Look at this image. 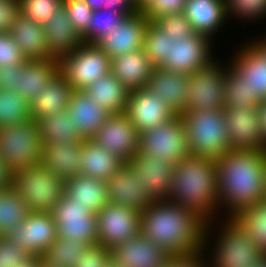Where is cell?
Returning a JSON list of instances; mask_svg holds the SVG:
<instances>
[{
  "instance_id": "obj_38",
  "label": "cell",
  "mask_w": 266,
  "mask_h": 267,
  "mask_svg": "<svg viewBox=\"0 0 266 267\" xmlns=\"http://www.w3.org/2000/svg\"><path fill=\"white\" fill-rule=\"evenodd\" d=\"M261 101L253 95L252 89L243 77L232 67L225 77L224 107H258Z\"/></svg>"
},
{
  "instance_id": "obj_28",
  "label": "cell",
  "mask_w": 266,
  "mask_h": 267,
  "mask_svg": "<svg viewBox=\"0 0 266 267\" xmlns=\"http://www.w3.org/2000/svg\"><path fill=\"white\" fill-rule=\"evenodd\" d=\"M10 35L26 60L54 59L48 51L43 27L32 19L20 14L12 23Z\"/></svg>"
},
{
  "instance_id": "obj_21",
  "label": "cell",
  "mask_w": 266,
  "mask_h": 267,
  "mask_svg": "<svg viewBox=\"0 0 266 267\" xmlns=\"http://www.w3.org/2000/svg\"><path fill=\"white\" fill-rule=\"evenodd\" d=\"M113 258L125 267H164L171 255L141 234L126 239L112 250Z\"/></svg>"
},
{
  "instance_id": "obj_60",
  "label": "cell",
  "mask_w": 266,
  "mask_h": 267,
  "mask_svg": "<svg viewBox=\"0 0 266 267\" xmlns=\"http://www.w3.org/2000/svg\"><path fill=\"white\" fill-rule=\"evenodd\" d=\"M42 267H54L43 260Z\"/></svg>"
},
{
  "instance_id": "obj_50",
  "label": "cell",
  "mask_w": 266,
  "mask_h": 267,
  "mask_svg": "<svg viewBox=\"0 0 266 267\" xmlns=\"http://www.w3.org/2000/svg\"><path fill=\"white\" fill-rule=\"evenodd\" d=\"M19 73H21V64L0 67V89L17 90Z\"/></svg>"
},
{
  "instance_id": "obj_13",
  "label": "cell",
  "mask_w": 266,
  "mask_h": 267,
  "mask_svg": "<svg viewBox=\"0 0 266 267\" xmlns=\"http://www.w3.org/2000/svg\"><path fill=\"white\" fill-rule=\"evenodd\" d=\"M226 224L218 239L213 267H252L264 254L233 218Z\"/></svg>"
},
{
  "instance_id": "obj_30",
  "label": "cell",
  "mask_w": 266,
  "mask_h": 267,
  "mask_svg": "<svg viewBox=\"0 0 266 267\" xmlns=\"http://www.w3.org/2000/svg\"><path fill=\"white\" fill-rule=\"evenodd\" d=\"M232 67L243 77L252 89L253 95L262 102L266 100V54L256 45L238 53Z\"/></svg>"
},
{
  "instance_id": "obj_16",
  "label": "cell",
  "mask_w": 266,
  "mask_h": 267,
  "mask_svg": "<svg viewBox=\"0 0 266 267\" xmlns=\"http://www.w3.org/2000/svg\"><path fill=\"white\" fill-rule=\"evenodd\" d=\"M230 149L266 150V141L257 120V107L224 108Z\"/></svg>"
},
{
  "instance_id": "obj_59",
  "label": "cell",
  "mask_w": 266,
  "mask_h": 267,
  "mask_svg": "<svg viewBox=\"0 0 266 267\" xmlns=\"http://www.w3.org/2000/svg\"><path fill=\"white\" fill-rule=\"evenodd\" d=\"M266 54V38L261 42L255 43Z\"/></svg>"
},
{
  "instance_id": "obj_22",
  "label": "cell",
  "mask_w": 266,
  "mask_h": 267,
  "mask_svg": "<svg viewBox=\"0 0 266 267\" xmlns=\"http://www.w3.org/2000/svg\"><path fill=\"white\" fill-rule=\"evenodd\" d=\"M146 87L162 98L165 104L176 115H181L187 105L189 77L183 73H176L167 69L153 70Z\"/></svg>"
},
{
  "instance_id": "obj_48",
  "label": "cell",
  "mask_w": 266,
  "mask_h": 267,
  "mask_svg": "<svg viewBox=\"0 0 266 267\" xmlns=\"http://www.w3.org/2000/svg\"><path fill=\"white\" fill-rule=\"evenodd\" d=\"M226 15L228 11L248 18L258 17L266 13V0H223Z\"/></svg>"
},
{
  "instance_id": "obj_23",
  "label": "cell",
  "mask_w": 266,
  "mask_h": 267,
  "mask_svg": "<svg viewBox=\"0 0 266 267\" xmlns=\"http://www.w3.org/2000/svg\"><path fill=\"white\" fill-rule=\"evenodd\" d=\"M42 27L47 41L48 51L58 61L64 55L74 52L77 47H80L84 43L82 35L74 30L64 5Z\"/></svg>"
},
{
  "instance_id": "obj_46",
  "label": "cell",
  "mask_w": 266,
  "mask_h": 267,
  "mask_svg": "<svg viewBox=\"0 0 266 267\" xmlns=\"http://www.w3.org/2000/svg\"><path fill=\"white\" fill-rule=\"evenodd\" d=\"M26 61L10 32H0V67L23 64Z\"/></svg>"
},
{
  "instance_id": "obj_18",
  "label": "cell",
  "mask_w": 266,
  "mask_h": 267,
  "mask_svg": "<svg viewBox=\"0 0 266 267\" xmlns=\"http://www.w3.org/2000/svg\"><path fill=\"white\" fill-rule=\"evenodd\" d=\"M108 202L143 212L154 200L144 190L140 177L125 162L107 181Z\"/></svg>"
},
{
  "instance_id": "obj_8",
  "label": "cell",
  "mask_w": 266,
  "mask_h": 267,
  "mask_svg": "<svg viewBox=\"0 0 266 267\" xmlns=\"http://www.w3.org/2000/svg\"><path fill=\"white\" fill-rule=\"evenodd\" d=\"M111 58L96 44L83 43L59 60V72L73 90H84L102 76L109 74Z\"/></svg>"
},
{
  "instance_id": "obj_58",
  "label": "cell",
  "mask_w": 266,
  "mask_h": 267,
  "mask_svg": "<svg viewBox=\"0 0 266 267\" xmlns=\"http://www.w3.org/2000/svg\"><path fill=\"white\" fill-rule=\"evenodd\" d=\"M106 267H125V266L121 265L116 259L112 258L106 265Z\"/></svg>"
},
{
  "instance_id": "obj_45",
  "label": "cell",
  "mask_w": 266,
  "mask_h": 267,
  "mask_svg": "<svg viewBox=\"0 0 266 267\" xmlns=\"http://www.w3.org/2000/svg\"><path fill=\"white\" fill-rule=\"evenodd\" d=\"M187 0H144L140 5V11L149 18L150 21H155L161 16L183 13Z\"/></svg>"
},
{
  "instance_id": "obj_44",
  "label": "cell",
  "mask_w": 266,
  "mask_h": 267,
  "mask_svg": "<svg viewBox=\"0 0 266 267\" xmlns=\"http://www.w3.org/2000/svg\"><path fill=\"white\" fill-rule=\"evenodd\" d=\"M68 18L80 35H84L89 28L93 10L84 0H63Z\"/></svg>"
},
{
  "instance_id": "obj_42",
  "label": "cell",
  "mask_w": 266,
  "mask_h": 267,
  "mask_svg": "<svg viewBox=\"0 0 266 267\" xmlns=\"http://www.w3.org/2000/svg\"><path fill=\"white\" fill-rule=\"evenodd\" d=\"M19 3L22 16L43 26L63 5V0H19Z\"/></svg>"
},
{
  "instance_id": "obj_6",
  "label": "cell",
  "mask_w": 266,
  "mask_h": 267,
  "mask_svg": "<svg viewBox=\"0 0 266 267\" xmlns=\"http://www.w3.org/2000/svg\"><path fill=\"white\" fill-rule=\"evenodd\" d=\"M43 145L33 119L0 127V158L11 174L41 164Z\"/></svg>"
},
{
  "instance_id": "obj_15",
  "label": "cell",
  "mask_w": 266,
  "mask_h": 267,
  "mask_svg": "<svg viewBox=\"0 0 266 267\" xmlns=\"http://www.w3.org/2000/svg\"><path fill=\"white\" fill-rule=\"evenodd\" d=\"M10 241L24 246L30 255L43 257L58 237L56 223L50 212H31L24 222L5 235Z\"/></svg>"
},
{
  "instance_id": "obj_27",
  "label": "cell",
  "mask_w": 266,
  "mask_h": 267,
  "mask_svg": "<svg viewBox=\"0 0 266 267\" xmlns=\"http://www.w3.org/2000/svg\"><path fill=\"white\" fill-rule=\"evenodd\" d=\"M72 91L65 77L58 72L43 91L29 102L32 119L36 121L39 117L66 111Z\"/></svg>"
},
{
  "instance_id": "obj_51",
  "label": "cell",
  "mask_w": 266,
  "mask_h": 267,
  "mask_svg": "<svg viewBox=\"0 0 266 267\" xmlns=\"http://www.w3.org/2000/svg\"><path fill=\"white\" fill-rule=\"evenodd\" d=\"M199 255L200 252L187 255H171L164 267H206L201 261V255Z\"/></svg>"
},
{
  "instance_id": "obj_10",
  "label": "cell",
  "mask_w": 266,
  "mask_h": 267,
  "mask_svg": "<svg viewBox=\"0 0 266 267\" xmlns=\"http://www.w3.org/2000/svg\"><path fill=\"white\" fill-rule=\"evenodd\" d=\"M60 238L78 240L89 245L97 244V213H90L84 205L66 195L50 211Z\"/></svg>"
},
{
  "instance_id": "obj_24",
  "label": "cell",
  "mask_w": 266,
  "mask_h": 267,
  "mask_svg": "<svg viewBox=\"0 0 266 267\" xmlns=\"http://www.w3.org/2000/svg\"><path fill=\"white\" fill-rule=\"evenodd\" d=\"M42 164L63 180L80 175L82 142H64L61 139L43 143Z\"/></svg>"
},
{
  "instance_id": "obj_17",
  "label": "cell",
  "mask_w": 266,
  "mask_h": 267,
  "mask_svg": "<svg viewBox=\"0 0 266 267\" xmlns=\"http://www.w3.org/2000/svg\"><path fill=\"white\" fill-rule=\"evenodd\" d=\"M125 114L139 134L172 119L176 114L146 86L130 91Z\"/></svg>"
},
{
  "instance_id": "obj_37",
  "label": "cell",
  "mask_w": 266,
  "mask_h": 267,
  "mask_svg": "<svg viewBox=\"0 0 266 267\" xmlns=\"http://www.w3.org/2000/svg\"><path fill=\"white\" fill-rule=\"evenodd\" d=\"M31 213L12 186L0 189V236L7 235L22 224Z\"/></svg>"
},
{
  "instance_id": "obj_35",
  "label": "cell",
  "mask_w": 266,
  "mask_h": 267,
  "mask_svg": "<svg viewBox=\"0 0 266 267\" xmlns=\"http://www.w3.org/2000/svg\"><path fill=\"white\" fill-rule=\"evenodd\" d=\"M36 122L43 143H50L59 139L64 142H82L85 140L80 134V128L74 125L67 110L51 116L39 117Z\"/></svg>"
},
{
  "instance_id": "obj_19",
  "label": "cell",
  "mask_w": 266,
  "mask_h": 267,
  "mask_svg": "<svg viewBox=\"0 0 266 267\" xmlns=\"http://www.w3.org/2000/svg\"><path fill=\"white\" fill-rule=\"evenodd\" d=\"M142 11L127 17L116 29L109 31L96 45L110 58L138 51L143 48L144 37L149 23Z\"/></svg>"
},
{
  "instance_id": "obj_41",
  "label": "cell",
  "mask_w": 266,
  "mask_h": 267,
  "mask_svg": "<svg viewBox=\"0 0 266 267\" xmlns=\"http://www.w3.org/2000/svg\"><path fill=\"white\" fill-rule=\"evenodd\" d=\"M82 242L57 237L48 247L43 259L54 267H72L80 258L78 247Z\"/></svg>"
},
{
  "instance_id": "obj_40",
  "label": "cell",
  "mask_w": 266,
  "mask_h": 267,
  "mask_svg": "<svg viewBox=\"0 0 266 267\" xmlns=\"http://www.w3.org/2000/svg\"><path fill=\"white\" fill-rule=\"evenodd\" d=\"M113 10L100 9L94 10L89 23L88 31L82 36L85 43L96 44L109 31L116 29L127 17Z\"/></svg>"
},
{
  "instance_id": "obj_1",
  "label": "cell",
  "mask_w": 266,
  "mask_h": 267,
  "mask_svg": "<svg viewBox=\"0 0 266 267\" xmlns=\"http://www.w3.org/2000/svg\"><path fill=\"white\" fill-rule=\"evenodd\" d=\"M209 44V37L194 32L183 13H175L149 21L143 49L155 67L189 76L213 61Z\"/></svg>"
},
{
  "instance_id": "obj_57",
  "label": "cell",
  "mask_w": 266,
  "mask_h": 267,
  "mask_svg": "<svg viewBox=\"0 0 266 267\" xmlns=\"http://www.w3.org/2000/svg\"><path fill=\"white\" fill-rule=\"evenodd\" d=\"M252 267H266V255H263L258 261L254 262Z\"/></svg>"
},
{
  "instance_id": "obj_20",
  "label": "cell",
  "mask_w": 266,
  "mask_h": 267,
  "mask_svg": "<svg viewBox=\"0 0 266 267\" xmlns=\"http://www.w3.org/2000/svg\"><path fill=\"white\" fill-rule=\"evenodd\" d=\"M128 163L140 177L144 190L154 201L168 200L174 165L140 151Z\"/></svg>"
},
{
  "instance_id": "obj_47",
  "label": "cell",
  "mask_w": 266,
  "mask_h": 267,
  "mask_svg": "<svg viewBox=\"0 0 266 267\" xmlns=\"http://www.w3.org/2000/svg\"><path fill=\"white\" fill-rule=\"evenodd\" d=\"M24 246L10 241L5 236H0V266L15 267L23 259L30 257Z\"/></svg>"
},
{
  "instance_id": "obj_33",
  "label": "cell",
  "mask_w": 266,
  "mask_h": 267,
  "mask_svg": "<svg viewBox=\"0 0 266 267\" xmlns=\"http://www.w3.org/2000/svg\"><path fill=\"white\" fill-rule=\"evenodd\" d=\"M84 91L110 114H119L125 113L131 90L110 72L93 82Z\"/></svg>"
},
{
  "instance_id": "obj_5",
  "label": "cell",
  "mask_w": 266,
  "mask_h": 267,
  "mask_svg": "<svg viewBox=\"0 0 266 267\" xmlns=\"http://www.w3.org/2000/svg\"><path fill=\"white\" fill-rule=\"evenodd\" d=\"M180 116L191 155L218 161L230 150L224 109L183 112Z\"/></svg>"
},
{
  "instance_id": "obj_61",
  "label": "cell",
  "mask_w": 266,
  "mask_h": 267,
  "mask_svg": "<svg viewBox=\"0 0 266 267\" xmlns=\"http://www.w3.org/2000/svg\"><path fill=\"white\" fill-rule=\"evenodd\" d=\"M139 6L142 4V0H134Z\"/></svg>"
},
{
  "instance_id": "obj_31",
  "label": "cell",
  "mask_w": 266,
  "mask_h": 267,
  "mask_svg": "<svg viewBox=\"0 0 266 267\" xmlns=\"http://www.w3.org/2000/svg\"><path fill=\"white\" fill-rule=\"evenodd\" d=\"M58 72L59 61L56 59L27 60L21 64L16 91L30 102L34 96L43 91Z\"/></svg>"
},
{
  "instance_id": "obj_14",
  "label": "cell",
  "mask_w": 266,
  "mask_h": 267,
  "mask_svg": "<svg viewBox=\"0 0 266 267\" xmlns=\"http://www.w3.org/2000/svg\"><path fill=\"white\" fill-rule=\"evenodd\" d=\"M91 139L125 162L139 151L140 134L125 113L111 114Z\"/></svg>"
},
{
  "instance_id": "obj_12",
  "label": "cell",
  "mask_w": 266,
  "mask_h": 267,
  "mask_svg": "<svg viewBox=\"0 0 266 267\" xmlns=\"http://www.w3.org/2000/svg\"><path fill=\"white\" fill-rule=\"evenodd\" d=\"M141 212L108 203L97 213V244L113 250L126 239L140 234Z\"/></svg>"
},
{
  "instance_id": "obj_36",
  "label": "cell",
  "mask_w": 266,
  "mask_h": 267,
  "mask_svg": "<svg viewBox=\"0 0 266 267\" xmlns=\"http://www.w3.org/2000/svg\"><path fill=\"white\" fill-rule=\"evenodd\" d=\"M232 218L251 235L255 245L266 255V198L240 210Z\"/></svg>"
},
{
  "instance_id": "obj_32",
  "label": "cell",
  "mask_w": 266,
  "mask_h": 267,
  "mask_svg": "<svg viewBox=\"0 0 266 267\" xmlns=\"http://www.w3.org/2000/svg\"><path fill=\"white\" fill-rule=\"evenodd\" d=\"M107 182L86 175L74 176L65 181V195L90 213H98L108 204Z\"/></svg>"
},
{
  "instance_id": "obj_34",
  "label": "cell",
  "mask_w": 266,
  "mask_h": 267,
  "mask_svg": "<svg viewBox=\"0 0 266 267\" xmlns=\"http://www.w3.org/2000/svg\"><path fill=\"white\" fill-rule=\"evenodd\" d=\"M183 14L194 32L208 37L227 16L223 0H187Z\"/></svg>"
},
{
  "instance_id": "obj_3",
  "label": "cell",
  "mask_w": 266,
  "mask_h": 267,
  "mask_svg": "<svg viewBox=\"0 0 266 267\" xmlns=\"http://www.w3.org/2000/svg\"><path fill=\"white\" fill-rule=\"evenodd\" d=\"M216 177L220 202L232 218L266 198V150H228L216 161Z\"/></svg>"
},
{
  "instance_id": "obj_54",
  "label": "cell",
  "mask_w": 266,
  "mask_h": 267,
  "mask_svg": "<svg viewBox=\"0 0 266 267\" xmlns=\"http://www.w3.org/2000/svg\"><path fill=\"white\" fill-rule=\"evenodd\" d=\"M12 174L6 169L4 161L0 158V189L11 186Z\"/></svg>"
},
{
  "instance_id": "obj_56",
  "label": "cell",
  "mask_w": 266,
  "mask_h": 267,
  "mask_svg": "<svg viewBox=\"0 0 266 267\" xmlns=\"http://www.w3.org/2000/svg\"><path fill=\"white\" fill-rule=\"evenodd\" d=\"M90 7L91 9L94 10H100L104 7V2L106 0H84Z\"/></svg>"
},
{
  "instance_id": "obj_25",
  "label": "cell",
  "mask_w": 266,
  "mask_h": 267,
  "mask_svg": "<svg viewBox=\"0 0 266 267\" xmlns=\"http://www.w3.org/2000/svg\"><path fill=\"white\" fill-rule=\"evenodd\" d=\"M67 111L85 139H91L111 115L84 90L72 91Z\"/></svg>"
},
{
  "instance_id": "obj_39",
  "label": "cell",
  "mask_w": 266,
  "mask_h": 267,
  "mask_svg": "<svg viewBox=\"0 0 266 267\" xmlns=\"http://www.w3.org/2000/svg\"><path fill=\"white\" fill-rule=\"evenodd\" d=\"M31 119L29 102L18 91L0 89V127Z\"/></svg>"
},
{
  "instance_id": "obj_55",
  "label": "cell",
  "mask_w": 266,
  "mask_h": 267,
  "mask_svg": "<svg viewBox=\"0 0 266 267\" xmlns=\"http://www.w3.org/2000/svg\"><path fill=\"white\" fill-rule=\"evenodd\" d=\"M43 257L31 255L28 259L21 260L15 267H42Z\"/></svg>"
},
{
  "instance_id": "obj_49",
  "label": "cell",
  "mask_w": 266,
  "mask_h": 267,
  "mask_svg": "<svg viewBox=\"0 0 266 267\" xmlns=\"http://www.w3.org/2000/svg\"><path fill=\"white\" fill-rule=\"evenodd\" d=\"M20 14L19 0H0V32H10Z\"/></svg>"
},
{
  "instance_id": "obj_4",
  "label": "cell",
  "mask_w": 266,
  "mask_h": 267,
  "mask_svg": "<svg viewBox=\"0 0 266 267\" xmlns=\"http://www.w3.org/2000/svg\"><path fill=\"white\" fill-rule=\"evenodd\" d=\"M168 200L195 211L208 222L209 213L220 201L216 161L190 155L174 165Z\"/></svg>"
},
{
  "instance_id": "obj_52",
  "label": "cell",
  "mask_w": 266,
  "mask_h": 267,
  "mask_svg": "<svg viewBox=\"0 0 266 267\" xmlns=\"http://www.w3.org/2000/svg\"><path fill=\"white\" fill-rule=\"evenodd\" d=\"M103 8L123 15H135L140 11V6L134 0H106Z\"/></svg>"
},
{
  "instance_id": "obj_29",
  "label": "cell",
  "mask_w": 266,
  "mask_h": 267,
  "mask_svg": "<svg viewBox=\"0 0 266 267\" xmlns=\"http://www.w3.org/2000/svg\"><path fill=\"white\" fill-rule=\"evenodd\" d=\"M125 161L95 143L92 139L82 141L80 174L107 182Z\"/></svg>"
},
{
  "instance_id": "obj_11",
  "label": "cell",
  "mask_w": 266,
  "mask_h": 267,
  "mask_svg": "<svg viewBox=\"0 0 266 267\" xmlns=\"http://www.w3.org/2000/svg\"><path fill=\"white\" fill-rule=\"evenodd\" d=\"M216 62L190 74L187 105L184 112L224 109L226 71Z\"/></svg>"
},
{
  "instance_id": "obj_26",
  "label": "cell",
  "mask_w": 266,
  "mask_h": 267,
  "mask_svg": "<svg viewBox=\"0 0 266 267\" xmlns=\"http://www.w3.org/2000/svg\"><path fill=\"white\" fill-rule=\"evenodd\" d=\"M155 68L142 48L112 58L110 72L123 85L134 90L146 86Z\"/></svg>"
},
{
  "instance_id": "obj_9",
  "label": "cell",
  "mask_w": 266,
  "mask_h": 267,
  "mask_svg": "<svg viewBox=\"0 0 266 267\" xmlns=\"http://www.w3.org/2000/svg\"><path fill=\"white\" fill-rule=\"evenodd\" d=\"M139 151L172 165L187 159L188 148L185 125L180 115L140 134Z\"/></svg>"
},
{
  "instance_id": "obj_2",
  "label": "cell",
  "mask_w": 266,
  "mask_h": 267,
  "mask_svg": "<svg viewBox=\"0 0 266 267\" xmlns=\"http://www.w3.org/2000/svg\"><path fill=\"white\" fill-rule=\"evenodd\" d=\"M207 224L195 211L157 200L141 213L140 234L170 255H187L201 252Z\"/></svg>"
},
{
  "instance_id": "obj_7",
  "label": "cell",
  "mask_w": 266,
  "mask_h": 267,
  "mask_svg": "<svg viewBox=\"0 0 266 267\" xmlns=\"http://www.w3.org/2000/svg\"><path fill=\"white\" fill-rule=\"evenodd\" d=\"M11 186L31 212H50L65 195V180L42 163L12 174Z\"/></svg>"
},
{
  "instance_id": "obj_53",
  "label": "cell",
  "mask_w": 266,
  "mask_h": 267,
  "mask_svg": "<svg viewBox=\"0 0 266 267\" xmlns=\"http://www.w3.org/2000/svg\"><path fill=\"white\" fill-rule=\"evenodd\" d=\"M257 120L266 141V100L257 107Z\"/></svg>"
},
{
  "instance_id": "obj_43",
  "label": "cell",
  "mask_w": 266,
  "mask_h": 267,
  "mask_svg": "<svg viewBox=\"0 0 266 267\" xmlns=\"http://www.w3.org/2000/svg\"><path fill=\"white\" fill-rule=\"evenodd\" d=\"M79 260L72 267H106L113 258L112 250L99 244L82 242L78 247Z\"/></svg>"
}]
</instances>
